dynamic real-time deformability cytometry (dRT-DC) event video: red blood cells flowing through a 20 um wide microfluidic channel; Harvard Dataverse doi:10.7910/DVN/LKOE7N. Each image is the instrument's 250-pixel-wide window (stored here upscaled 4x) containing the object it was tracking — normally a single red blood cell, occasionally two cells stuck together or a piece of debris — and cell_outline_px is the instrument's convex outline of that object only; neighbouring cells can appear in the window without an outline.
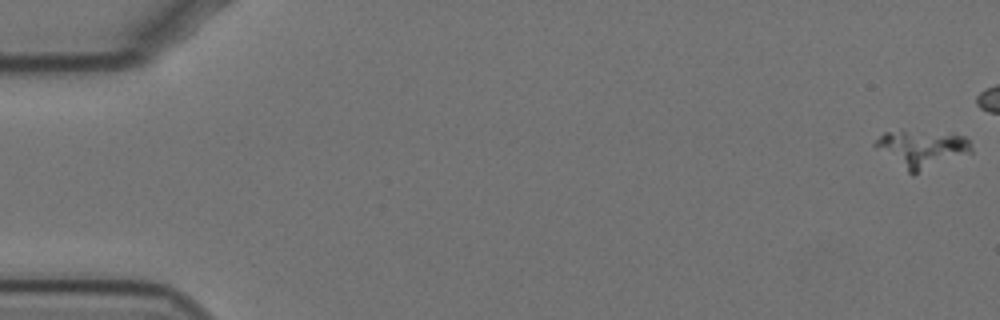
{"species": "Egyptian fruit bat (a non-hibernating species)", "species_latin": "Rousettus aegyptiacus", "temperature_condition": "cold", "stored_images_in_passage": 25, "camera_frame_rate_fps": 3000, "um_per_image_px": 0.085, "animal": {"sex": "female"}, "frame": {"image": 1, "passage_image": 1, "time_ms": 0.0, "image_size_px": [1000, 320], "cell_outline_px": [[972, 152], [912, 176], [872, 144], [884, 132], [956, 132], [964, 136], [968, 140], [972, 148]], "centroid_in_image_um": [78.4, 12.66], "position_along_channel_um": 6.6, "area_um2": 20.81}}